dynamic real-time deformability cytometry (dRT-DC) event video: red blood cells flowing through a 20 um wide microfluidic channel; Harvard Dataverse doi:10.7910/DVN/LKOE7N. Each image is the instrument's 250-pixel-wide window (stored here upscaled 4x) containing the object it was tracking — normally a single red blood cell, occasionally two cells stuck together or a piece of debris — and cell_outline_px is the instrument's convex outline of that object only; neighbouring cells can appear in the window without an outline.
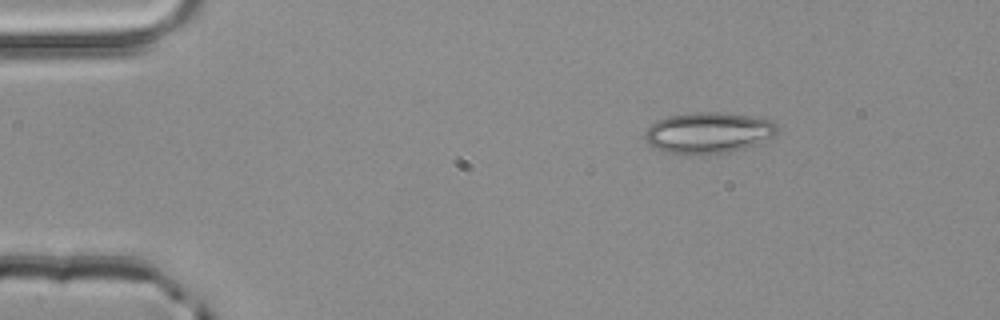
{"species": "common noctule bat (a hibernating species)", "species_latin": "Nyctalus noctula", "temperature_condition": "room temperature", "stored_images_in_passage": 3, "camera_frame_rate_fps": 3000, "um_per_image_px": 0.085, "animal": {"sex": "male", "body_mass_g": 20.4}, "frame": {"image": 1, "passage_image": 1, "time_ms": 0.0, "image_size_px": [1000, 320], "cell_outline_px": [[776, 132], [772, 136], [756, 144], [724, 152], [700, 156], [692, 156], [664, 152], [648, 144], [644, 136], [644, 132], [656, 120], [668, 116], [692, 112], [720, 112], [748, 116], [772, 120], [776, 124]], "centroid_in_image_um": [60.13, 11.29], "position_along_channel_um": 24.9, "area_um2": 31.67}}